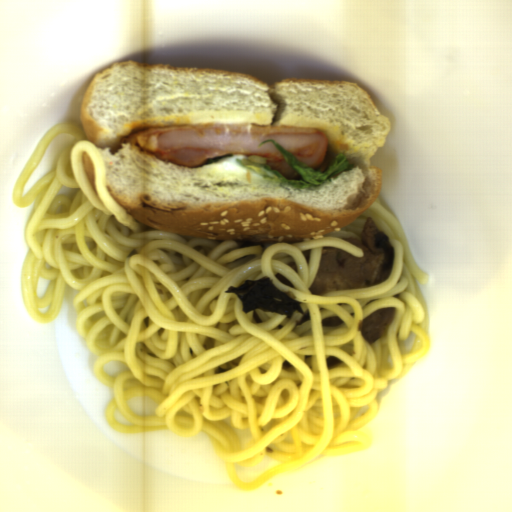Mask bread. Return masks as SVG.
I'll return each mask as SVG.
<instances>
[{
  "mask_svg": "<svg viewBox=\"0 0 512 512\" xmlns=\"http://www.w3.org/2000/svg\"><path fill=\"white\" fill-rule=\"evenodd\" d=\"M81 161H82V167L85 171V174L87 176V179L95 191V175H94V166L93 161L89 154L87 152H81Z\"/></svg>",
  "mask_w": 512,
  "mask_h": 512,
  "instance_id": "cb027b5d",
  "label": "bread"
},
{
  "mask_svg": "<svg viewBox=\"0 0 512 512\" xmlns=\"http://www.w3.org/2000/svg\"><path fill=\"white\" fill-rule=\"evenodd\" d=\"M80 122L105 161L107 193L144 228L256 245L319 238L364 214L382 191V167H371V159L392 125L351 80L263 82L237 71L132 59L91 78ZM214 123L318 128L329 139L328 168L340 154L354 168L294 189L236 163L245 155L187 167L120 143L144 128Z\"/></svg>",
  "mask_w": 512,
  "mask_h": 512,
  "instance_id": "8d2b1439",
  "label": "bread"
}]
</instances>
